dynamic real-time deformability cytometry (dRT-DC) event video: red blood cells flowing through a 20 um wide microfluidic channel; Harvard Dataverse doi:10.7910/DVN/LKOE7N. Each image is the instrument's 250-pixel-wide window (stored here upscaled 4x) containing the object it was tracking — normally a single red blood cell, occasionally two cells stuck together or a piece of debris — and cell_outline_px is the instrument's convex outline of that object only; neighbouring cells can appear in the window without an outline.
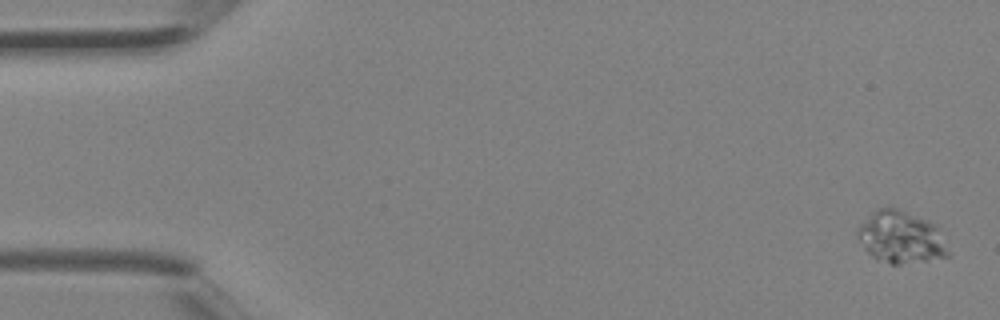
{"species": "Egyptian fruit bat (a non-hibernating species)", "species_latin": "Rousettus aegyptiacus", "temperature_condition": "room temperature", "stored_images_in_passage": 4, "camera_frame_rate_fps": 3000, "um_per_image_px": 0.085, "animal": {"sex": "female"}, "frame": {"image": 1, "passage_image": 1, "time_ms": 0.0, "image_size_px": [1000, 320], "cell_outline_px": [[952, 256], [900, 264], [892, 264], [872, 256], [864, 248], [856, 236], [856, 232], [860, 224], [876, 208], [896, 208], [936, 224]], "centroid_in_image_um": [76.58, 20.17], "position_along_channel_um": 8.4, "area_um2": 27.28}}